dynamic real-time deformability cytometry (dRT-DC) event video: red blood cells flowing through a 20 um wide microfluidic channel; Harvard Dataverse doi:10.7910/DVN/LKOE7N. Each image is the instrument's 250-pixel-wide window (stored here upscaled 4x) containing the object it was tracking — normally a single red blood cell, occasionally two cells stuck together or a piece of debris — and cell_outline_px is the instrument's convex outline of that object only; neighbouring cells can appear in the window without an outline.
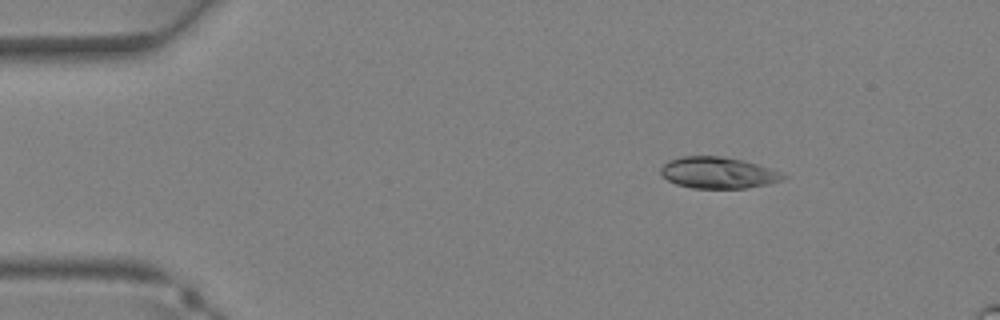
{"species": "Egyptian fruit bat (a non-hibernating species)", "species_latin": "Rousettus aegyptiacus", "temperature_condition": "warm", "stored_images_in_passage": 30, "camera_frame_rate_fps": 3000, "um_per_image_px": 0.085, "animal": {"sex": "female"}, "frame": {"image": 1, "passage_image": 1, "time_ms": 0.0, "image_size_px": [1000, 320], "cell_outline_px": [[788, 176], [780, 180], [768, 184], [744, 188], [692, 188], [676, 184], [668, 180], [660, 172], [660, 168], [668, 160], [680, 156], [724, 156], [756, 164], [780, 172]], "centroid_in_image_um": [60.99, 14.68], "position_along_channel_um": 24.0, "area_um2": 22.2}}
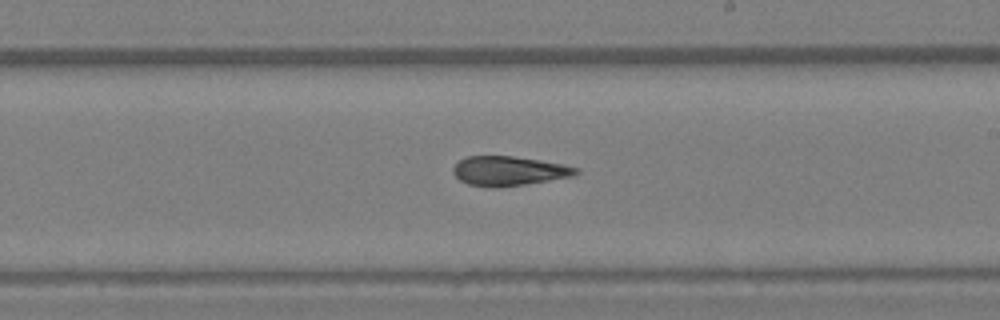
{"frame": {"image": 2, "passage_image": 17, "time_ms": 5.333, "image_size_px": [1000, 320], "cell_outline_px": [[580, 172], [572, 176], [524, 184], [496, 188], [492, 188], [468, 184], [460, 180], [452, 172], [452, 168], [460, 160], [468, 156], [512, 156], [540, 160], [564, 164], [580, 168]], "centroid_in_image_um": [43.25, 14.53], "position_along_channel_um": 245.7, "area_um2": 21.04}}
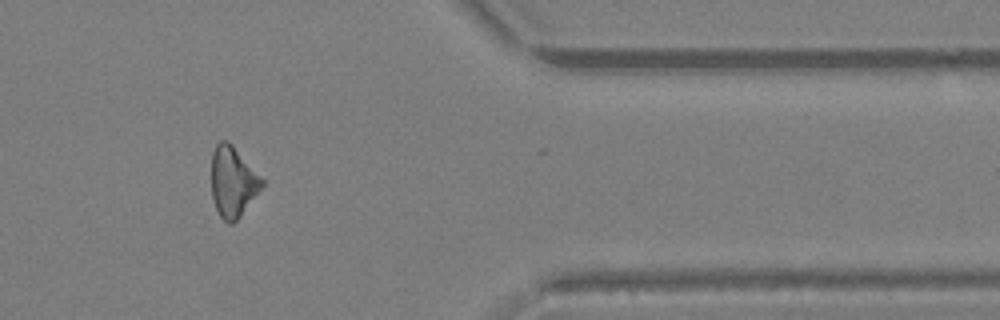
{"frame": {"image": 3, "passage_image": 26, "time_ms": 8.333, "image_size_px": [1000, 320], "cell_outline_px": [[264, 184], [240, 216], [232, 224], [228, 224], [220, 216], [216, 208], [212, 196], [212, 152], [216, 144], [220, 140], [228, 140], [232, 144], [264, 180]], "centroid_in_image_um": [19.78, 15.43], "position_along_channel_um": 391.6, "area_um2": 20.52}}